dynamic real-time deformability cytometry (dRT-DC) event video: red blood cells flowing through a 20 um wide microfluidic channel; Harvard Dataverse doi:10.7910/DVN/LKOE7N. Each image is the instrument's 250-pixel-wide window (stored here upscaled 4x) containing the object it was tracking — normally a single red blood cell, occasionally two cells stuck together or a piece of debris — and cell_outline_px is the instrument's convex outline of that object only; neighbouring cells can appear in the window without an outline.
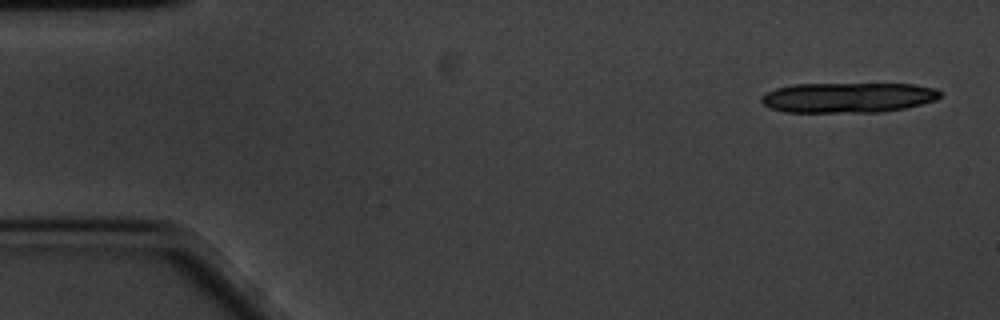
{"species": "common noctule bat (a hibernating species)", "species_latin": "Nyctalus noctula", "temperature_condition": "cold", "stored_images_in_passage": 15, "camera_frame_rate_fps": 3000, "um_per_image_px": 0.085, "animal": {"sex": "male", "body_mass_g": 20.1, "forearm_length_mm": 53.5}, "frame": {"image": 1, "passage_image": 2, "time_ms": 0.333, "image_size_px": [1000, 320], "cell_outline_px": [[940, 96], [936, 100], [904, 108], [880, 112], [784, 112], [772, 108], [764, 104], [760, 100], [760, 96], [776, 88], [796, 84], [916, 84], [936, 88], [940, 92]], "centroid_in_image_um": [72.09, 8.29], "position_along_channel_um": 12.9, "area_um2": 31.33}}